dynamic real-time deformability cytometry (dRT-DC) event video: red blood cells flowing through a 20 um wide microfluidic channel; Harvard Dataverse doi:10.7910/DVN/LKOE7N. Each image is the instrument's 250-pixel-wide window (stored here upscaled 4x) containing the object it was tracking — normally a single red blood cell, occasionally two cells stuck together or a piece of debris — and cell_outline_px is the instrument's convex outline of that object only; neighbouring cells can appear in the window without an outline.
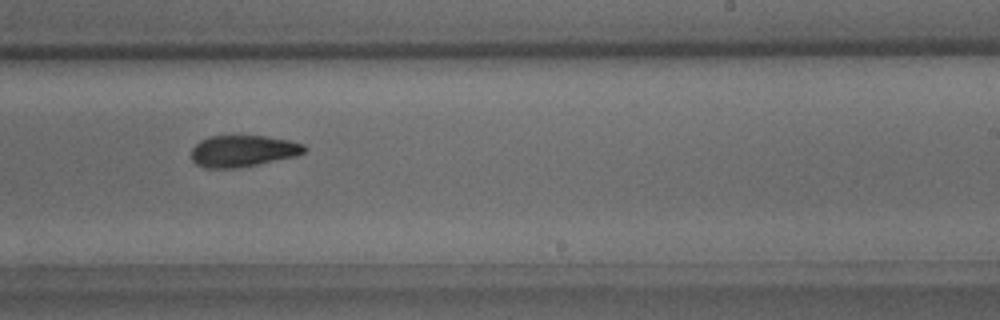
{"species": "common noctule bat (a hibernating species)", "species_latin": "Nyctalus noctula", "temperature_condition": "warm", "stored_images_in_passage": 26, "camera_frame_rate_fps": 3000, "um_per_image_px": 0.085, "animal": {"sex": "male", "body_mass_g": 15.6}, "frame": {"image": 1, "passage_image": 15, "time_ms": 4.667, "image_size_px": [1000, 320], "cell_outline_px": [[308, 148], [304, 152], [296, 156], [236, 168], [204, 168], [196, 164], [192, 160], [192, 148], [200, 140], [208, 136], [264, 136], [288, 140], [304, 144]], "centroid_in_image_um": [20.63, 12.83], "position_along_channel_um": 268.4, "area_um2": 20.69}}